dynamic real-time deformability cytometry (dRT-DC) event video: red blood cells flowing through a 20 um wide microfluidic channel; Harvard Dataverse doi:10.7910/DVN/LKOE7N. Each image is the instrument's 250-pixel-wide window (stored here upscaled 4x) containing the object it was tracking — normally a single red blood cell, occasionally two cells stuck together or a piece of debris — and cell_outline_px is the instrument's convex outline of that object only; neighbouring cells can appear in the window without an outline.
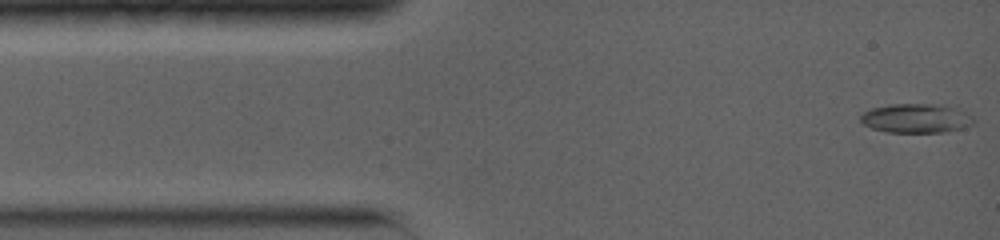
{"species": "common noctule bat (a hibernating species)", "species_latin": "Nyctalus noctula", "temperature_condition": "warm", "stored_images_in_passage": 24, "camera_frame_rate_fps": 5000, "um_per_image_px": 0.085, "animal": {"sex": "female", "body_mass_g": 19.0, "forearm_length_mm": 56.7}, "frame": {"image": 1, "passage_image": 1, "time_ms": 0.0, "image_size_px": [1000, 240], "cell_outline_px": [[976, 120], [972, 124], [964, 128], [944, 132], [888, 132], [872, 128], [864, 124], [860, 120], [860, 116], [864, 112], [872, 108], [888, 104], [932, 104], [952, 108], [964, 112], [972, 116]], "centroid_in_image_um": [77.85, 10.06], "position_along_channel_um": 7.1, "area_um2": 19.02}}
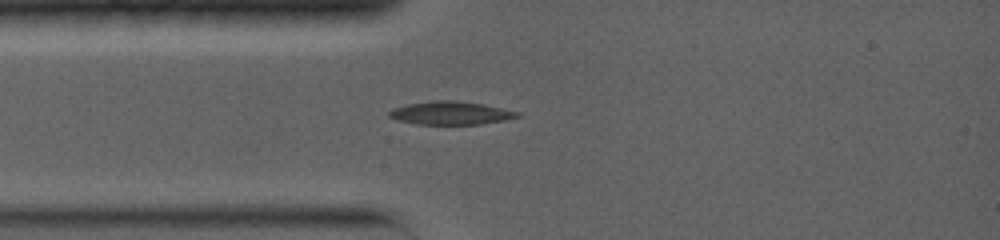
{"frame": {"image": 2, "passage_image": 20, "time_ms": 2.8, "image_size_px": [1000, 240], "cell_outline_px": [[520, 116], [504, 120], [480, 124], [416, 124], [396, 120], [388, 116], [388, 112], [392, 108], [408, 104], [432, 100], [456, 100], [484, 104], [520, 112]], "centroid_in_image_um": [38.28, 9.6], "position_along_channel_um": 46.7, "area_um2": 17.4}}